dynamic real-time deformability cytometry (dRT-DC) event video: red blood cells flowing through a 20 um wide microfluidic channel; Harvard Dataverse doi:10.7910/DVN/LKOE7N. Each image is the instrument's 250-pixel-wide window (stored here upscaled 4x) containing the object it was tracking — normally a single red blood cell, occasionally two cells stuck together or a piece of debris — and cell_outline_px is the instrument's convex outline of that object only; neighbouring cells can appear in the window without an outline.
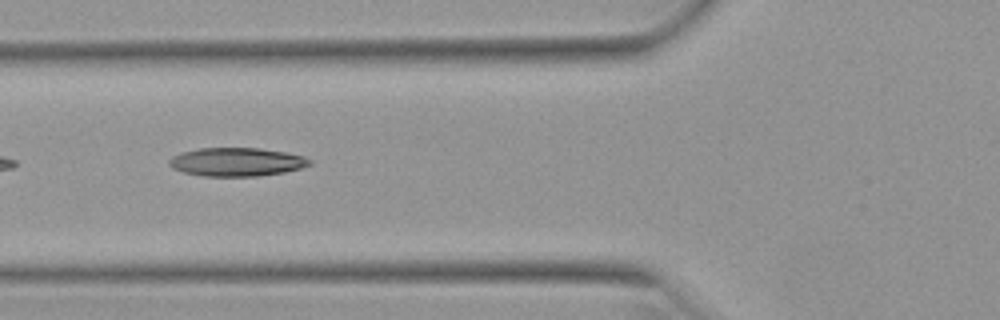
{"species": "Egyptian fruit bat (a non-hibernating species)", "species_latin": "Rousettus aegyptiacus", "temperature_condition": "warm", "stored_images_in_passage": 8, "camera_frame_rate_fps": 3000, "um_per_image_px": 0.085, "animal": {"sex": "female"}, "frame": {"image": 1, "passage_image": 4, "time_ms": 1.0, "image_size_px": [1000, 320], "cell_outline_px": [[312, 164], [300, 168], [284, 172], [256, 176], [204, 176], [184, 172], [172, 168], [168, 164], [168, 160], [172, 156], [180, 152], [200, 148], [260, 148], [284, 152], [304, 156], [312, 160]], "centroid_in_image_um": [20.1, 13.76], "position_along_channel_um": 105.7, "area_um2": 23.35}}